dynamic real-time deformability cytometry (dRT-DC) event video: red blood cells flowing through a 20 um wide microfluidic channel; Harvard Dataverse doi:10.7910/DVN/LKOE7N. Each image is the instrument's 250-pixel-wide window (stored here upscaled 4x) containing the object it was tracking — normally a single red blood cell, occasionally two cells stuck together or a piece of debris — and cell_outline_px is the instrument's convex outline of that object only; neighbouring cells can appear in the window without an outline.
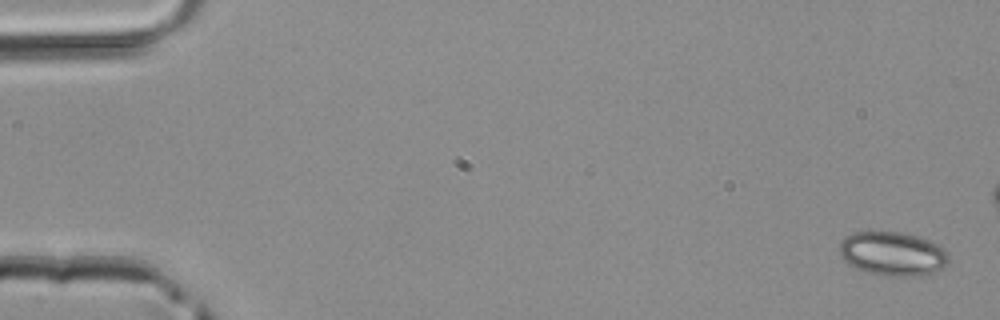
{"species": "common noctule bat (a hibernating species)", "species_latin": "Nyctalus noctula", "temperature_condition": "room temperature", "stored_images_in_passage": 3, "camera_frame_rate_fps": 3000, "um_per_image_px": 0.085, "animal": {"sex": "male", "body_mass_g": 20.4}, "frame": {"image": 1, "passage_image": 3, "time_ms": 0.667, "image_size_px": [1000, 320], "cell_outline_px": [[948, 264], [944, 268], [920, 276], [880, 276], [856, 268], [844, 260], [840, 256], [840, 244], [848, 236], [856, 232], [872, 228], [904, 232], [928, 240], [944, 248], [948, 256]], "centroid_in_image_um": [75.87, 21.54], "position_along_channel_um": 9.1, "area_um2": 28.55}}